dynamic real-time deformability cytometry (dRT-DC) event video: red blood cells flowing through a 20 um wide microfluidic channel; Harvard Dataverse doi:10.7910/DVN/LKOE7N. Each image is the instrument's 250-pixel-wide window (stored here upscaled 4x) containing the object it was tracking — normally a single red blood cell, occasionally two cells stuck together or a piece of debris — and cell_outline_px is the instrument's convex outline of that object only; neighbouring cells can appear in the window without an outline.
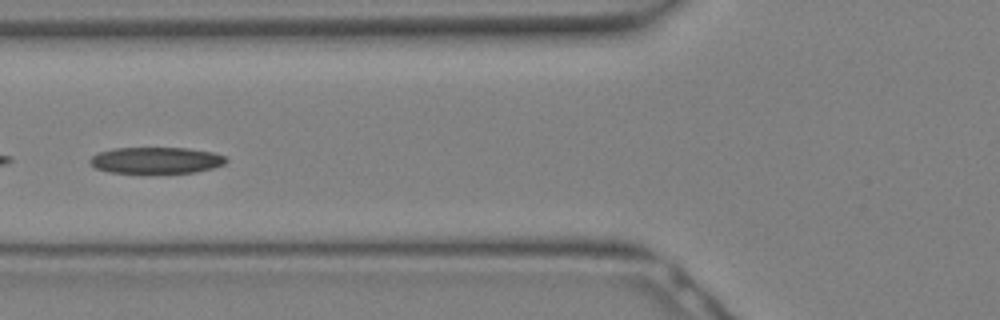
{"species": "Egyptian fruit bat (a non-hibernating species)", "species_latin": "Rousettus aegyptiacus", "temperature_condition": "warm", "stored_images_in_passage": 9, "camera_frame_rate_fps": 3000, "um_per_image_px": 0.085, "animal": {"sex": "female"}, "frame": {"image": 1, "passage_image": 6, "time_ms": 1.667, "image_size_px": [1000, 320], "cell_outline_px": [[228, 160], [224, 164], [212, 168], [196, 172], [108, 172], [96, 168], [88, 160], [96, 152], [112, 148], [188, 148], [212, 152], [224, 156]], "centroid_in_image_um": [13.25, 13.61], "position_along_channel_um": 112.6, "area_um2": 20.75}}
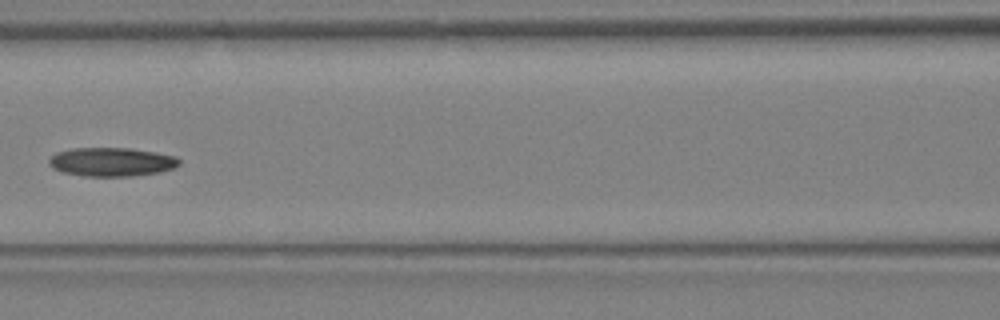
{"frame": {"image": 2, "passage_image": 8, "time_ms": 2.333, "image_size_px": [1000, 320], "cell_outline_px": [[180, 164], [176, 168], [160, 172], [132, 176], [84, 176], [64, 172], [52, 168], [48, 164], [48, 160], [56, 152], [72, 148], [132, 148], [156, 152], [176, 156], [180, 160]], "centroid_in_image_um": [9.51, 13.76], "position_along_channel_um": 157.1, "area_um2": 22.02}}